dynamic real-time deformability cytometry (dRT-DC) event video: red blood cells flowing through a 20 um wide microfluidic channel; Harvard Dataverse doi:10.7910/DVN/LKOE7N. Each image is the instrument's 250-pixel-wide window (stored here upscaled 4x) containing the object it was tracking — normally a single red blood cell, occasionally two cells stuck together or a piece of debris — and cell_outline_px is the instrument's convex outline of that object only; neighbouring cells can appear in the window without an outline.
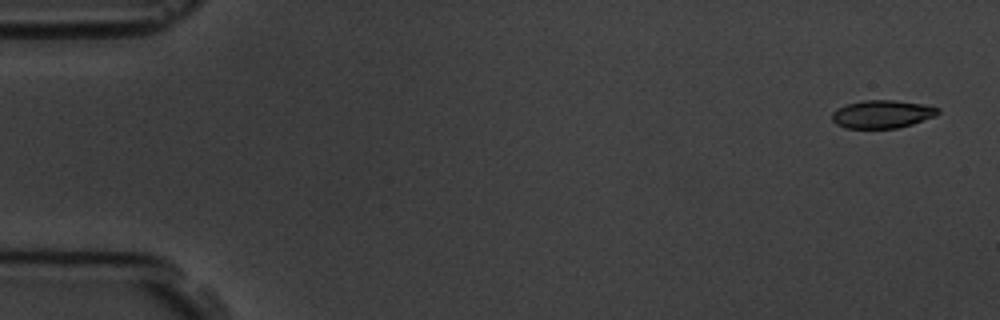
{"species": "common noctule bat (a hibernating species)", "species_latin": "Nyctalus noctula", "temperature_condition": "room temperature", "stored_images_in_passage": 4, "camera_frame_rate_fps": 3000, "um_per_image_px": 0.085, "animal": {"sex": "male", "body_mass_g": 19.5, "forearm_length_mm": 54.6}, "frame": {"image": 1, "passage_image": 1, "time_ms": 0.0, "image_size_px": [1000, 320], "cell_outline_px": [[940, 112], [936, 116], [912, 124], [896, 128], [844, 128], [836, 124], [832, 120], [832, 112], [836, 108], [848, 104], [864, 100], [896, 100], [924, 104], [940, 108]], "centroid_in_image_um": [74.99, 9.7], "position_along_channel_um": 10.0, "area_um2": 17.4}}
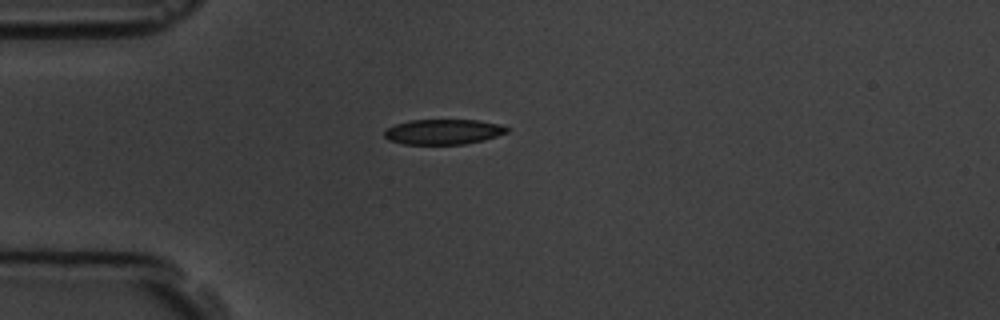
{"frame": {"image": 2, "passage_image": 4, "time_ms": 4.333, "image_size_px": [1000, 320], "cell_outline_px": [[508, 132], [484, 140], [464, 144], [404, 144], [388, 140], [384, 136], [384, 132], [388, 128], [396, 124], [408, 120], [476, 120], [500, 124], [508, 128]], "centroid_in_image_um": [37.67, 11.2], "position_along_channel_um": 47.3, "area_um2": 17.92}}